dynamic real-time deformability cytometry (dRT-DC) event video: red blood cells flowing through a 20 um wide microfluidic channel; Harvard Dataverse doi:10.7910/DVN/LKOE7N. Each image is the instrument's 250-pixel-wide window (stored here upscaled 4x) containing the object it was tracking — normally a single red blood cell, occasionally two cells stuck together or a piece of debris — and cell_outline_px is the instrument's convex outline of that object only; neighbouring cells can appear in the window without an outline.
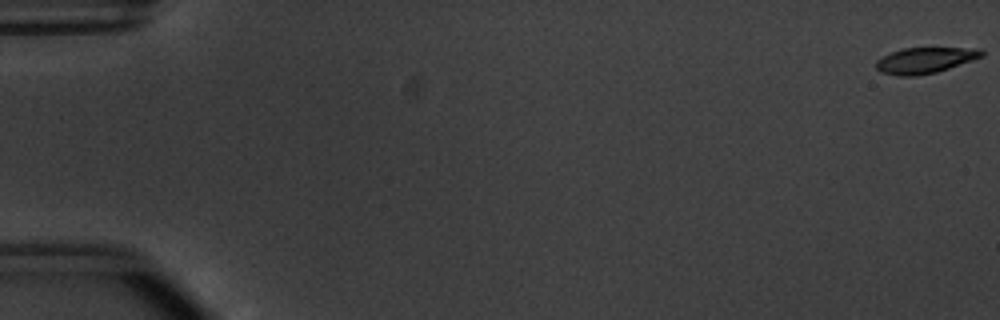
{"species": "common noctule bat (a hibernating species)", "species_latin": "Nyctalus noctula", "temperature_condition": "warm", "stored_images_in_passage": 8, "camera_frame_rate_fps": 3000, "um_per_image_px": 0.085, "animal": {"sex": "male", "body_mass_g": 20.1, "forearm_length_mm": 53.5}, "frame": {"image": 1, "passage_image": 1, "time_ms": 0.0, "image_size_px": [1000, 320], "cell_outline_px": [[984, 56], [936, 72], [916, 76], [900, 76], [880, 72], [876, 68], [876, 60], [892, 52], [904, 48], [980, 48], [984, 52]], "centroid_in_image_um": [78.63, 5.12], "position_along_channel_um": 6.4, "area_um2": 15.78}}